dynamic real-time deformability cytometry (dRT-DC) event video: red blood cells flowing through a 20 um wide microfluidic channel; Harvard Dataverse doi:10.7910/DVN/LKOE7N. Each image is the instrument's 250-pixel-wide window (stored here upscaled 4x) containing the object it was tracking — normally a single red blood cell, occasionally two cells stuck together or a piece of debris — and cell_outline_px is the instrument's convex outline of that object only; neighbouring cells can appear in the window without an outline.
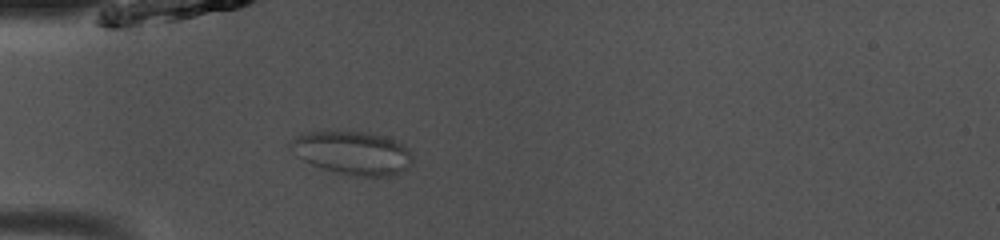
{"species": "common noctule bat (a hibernating species)", "species_latin": "Nyctalus noctula", "temperature_condition": "room temperature", "stored_images_in_passage": 41, "camera_frame_rate_fps": 3000, "um_per_image_px": 0.085, "animal": {"sex": "male", "body_mass_g": 13.0, "forearm_length_mm": 53.1}, "frame": {"image": 1, "passage_image": 6, "time_ms": 1.667, "image_size_px": [1000, 240], "cell_outline_px": [[412, 164], [408, 168], [400, 172], [388, 176], [356, 176], [336, 172], [312, 164], [296, 156], [288, 148], [288, 144], [296, 136], [304, 132], [324, 128], [364, 132], [384, 136], [396, 140], [408, 148], [412, 152]], "centroid_in_image_um": [29.92, 12.94], "position_along_channel_um": 55.1, "area_um2": 31.62}}
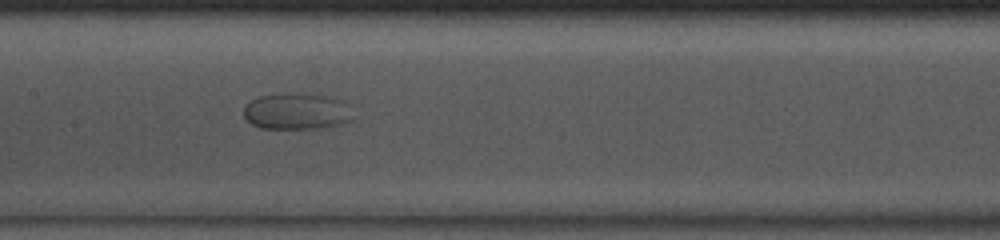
{"frame": {"image": 2, "passage_image": 16, "time_ms": 5.0, "image_size_px": [1000, 240], "cell_outline_px": [[352, 120], [340, 124], [316, 128], [260, 128], [252, 124], [244, 116], [244, 108], [252, 100], [260, 96], [284, 92], [336, 96], [352, 104]], "centroid_in_image_um": [25.3, 9.43], "position_along_channel_um": 182.1, "area_um2": 23.58}}
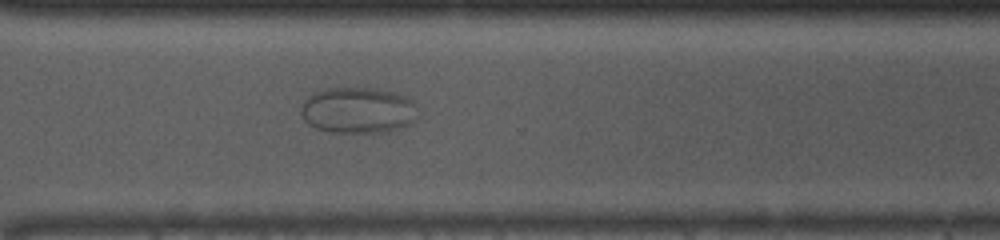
{"frame": {"image": 3, "passage_image": 28, "time_ms": 9.0, "image_size_px": [1000, 240], "cell_outline_px": [[412, 120], [408, 124], [400, 128], [384, 132], [332, 132], [316, 128], [308, 124], [304, 120], [300, 112], [300, 108], [304, 100], [308, 96], [324, 88], [376, 88], [392, 92], [404, 96], [412, 100]], "centroid_in_image_um": [30.32, 9.37], "position_along_channel_um": 340.3, "area_um2": 30.87}}